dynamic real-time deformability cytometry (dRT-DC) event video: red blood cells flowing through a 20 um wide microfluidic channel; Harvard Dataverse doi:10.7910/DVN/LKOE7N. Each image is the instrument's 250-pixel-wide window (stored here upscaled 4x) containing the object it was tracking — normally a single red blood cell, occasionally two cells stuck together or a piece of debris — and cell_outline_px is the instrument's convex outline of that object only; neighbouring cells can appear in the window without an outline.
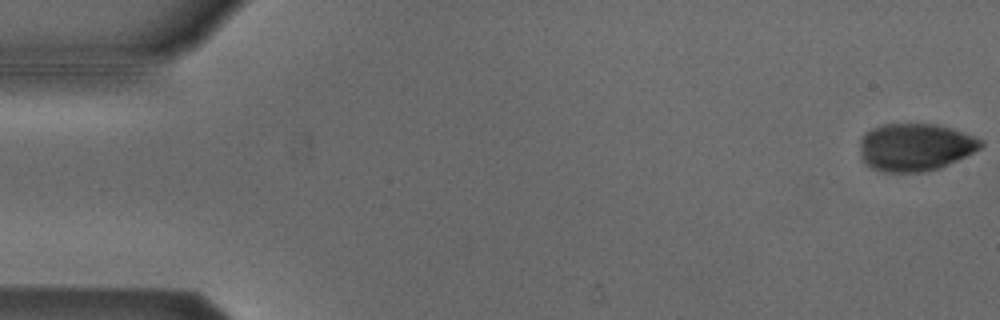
{"species": "Egyptian fruit bat (a non-hibernating species)", "species_latin": "Rousettus aegyptiacus", "temperature_condition": "cold", "stored_images_in_passage": 7, "camera_frame_rate_fps": 3000, "um_per_image_px": 0.085, "animal": {"sex": "male"}, "frame": {"image": 1, "passage_image": 1, "time_ms": 0.0, "image_size_px": [1000, 320], "cell_outline_px": [[984, 144], [980, 148], [940, 168], [920, 172], [884, 172], [872, 168], [860, 156], [860, 136], [864, 132], [872, 128], [884, 124], [936, 124], [952, 128], [976, 136], [984, 140]], "centroid_in_image_um": [77.78, 12.49], "position_along_channel_um": 7.2, "area_um2": 33.64}}